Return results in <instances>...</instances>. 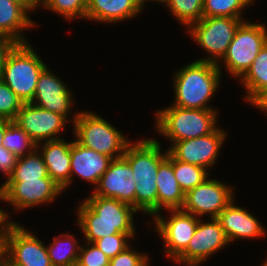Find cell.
I'll return each mask as SVG.
<instances>
[{
	"label": "cell",
	"mask_w": 267,
	"mask_h": 266,
	"mask_svg": "<svg viewBox=\"0 0 267 266\" xmlns=\"http://www.w3.org/2000/svg\"><path fill=\"white\" fill-rule=\"evenodd\" d=\"M77 209V225L81 228L85 242L118 233L131 237L136 234L134 214L138 211L131 205L113 198L90 196Z\"/></svg>",
	"instance_id": "obj_1"
},
{
	"label": "cell",
	"mask_w": 267,
	"mask_h": 266,
	"mask_svg": "<svg viewBox=\"0 0 267 266\" xmlns=\"http://www.w3.org/2000/svg\"><path fill=\"white\" fill-rule=\"evenodd\" d=\"M158 140L152 138L131 142L123 155L133 171L135 185V209L150 214H157L156 177L159 164L167 157V150L161 151Z\"/></svg>",
	"instance_id": "obj_2"
},
{
	"label": "cell",
	"mask_w": 267,
	"mask_h": 266,
	"mask_svg": "<svg viewBox=\"0 0 267 266\" xmlns=\"http://www.w3.org/2000/svg\"><path fill=\"white\" fill-rule=\"evenodd\" d=\"M222 72L216 63L193 61L175 72L173 106L193 109H215L209 101L220 87Z\"/></svg>",
	"instance_id": "obj_3"
},
{
	"label": "cell",
	"mask_w": 267,
	"mask_h": 266,
	"mask_svg": "<svg viewBox=\"0 0 267 266\" xmlns=\"http://www.w3.org/2000/svg\"><path fill=\"white\" fill-rule=\"evenodd\" d=\"M156 130L169 142L211 134L218 126L216 109H193L171 106L155 113Z\"/></svg>",
	"instance_id": "obj_4"
},
{
	"label": "cell",
	"mask_w": 267,
	"mask_h": 266,
	"mask_svg": "<svg viewBox=\"0 0 267 266\" xmlns=\"http://www.w3.org/2000/svg\"><path fill=\"white\" fill-rule=\"evenodd\" d=\"M46 67L30 43H17L6 58L0 79L23 103H31L39 75Z\"/></svg>",
	"instance_id": "obj_5"
},
{
	"label": "cell",
	"mask_w": 267,
	"mask_h": 266,
	"mask_svg": "<svg viewBox=\"0 0 267 266\" xmlns=\"http://www.w3.org/2000/svg\"><path fill=\"white\" fill-rule=\"evenodd\" d=\"M72 125L79 144L111 159L122 157L132 142L103 117L90 111H80Z\"/></svg>",
	"instance_id": "obj_6"
},
{
	"label": "cell",
	"mask_w": 267,
	"mask_h": 266,
	"mask_svg": "<svg viewBox=\"0 0 267 266\" xmlns=\"http://www.w3.org/2000/svg\"><path fill=\"white\" fill-rule=\"evenodd\" d=\"M244 21L246 20L241 18L208 17L191 24L186 29L187 32L209 54L199 61L216 63L222 71L221 59L231 44L236 30Z\"/></svg>",
	"instance_id": "obj_7"
},
{
	"label": "cell",
	"mask_w": 267,
	"mask_h": 266,
	"mask_svg": "<svg viewBox=\"0 0 267 266\" xmlns=\"http://www.w3.org/2000/svg\"><path fill=\"white\" fill-rule=\"evenodd\" d=\"M267 43V27L262 23L244 21L221 59L233 78H241L251 66L259 51Z\"/></svg>",
	"instance_id": "obj_8"
},
{
	"label": "cell",
	"mask_w": 267,
	"mask_h": 266,
	"mask_svg": "<svg viewBox=\"0 0 267 266\" xmlns=\"http://www.w3.org/2000/svg\"><path fill=\"white\" fill-rule=\"evenodd\" d=\"M1 248L12 266H52L43 241L17 222L9 227Z\"/></svg>",
	"instance_id": "obj_9"
},
{
	"label": "cell",
	"mask_w": 267,
	"mask_h": 266,
	"mask_svg": "<svg viewBox=\"0 0 267 266\" xmlns=\"http://www.w3.org/2000/svg\"><path fill=\"white\" fill-rule=\"evenodd\" d=\"M199 219L197 228L187 247L174 259L178 264L198 266L205 263L211 255L229 245L220 222L216 218L210 221Z\"/></svg>",
	"instance_id": "obj_10"
},
{
	"label": "cell",
	"mask_w": 267,
	"mask_h": 266,
	"mask_svg": "<svg viewBox=\"0 0 267 266\" xmlns=\"http://www.w3.org/2000/svg\"><path fill=\"white\" fill-rule=\"evenodd\" d=\"M233 187L217 179H206L185 194L183 211L200 216L217 218L220 212L234 199ZM199 216V217H198Z\"/></svg>",
	"instance_id": "obj_11"
},
{
	"label": "cell",
	"mask_w": 267,
	"mask_h": 266,
	"mask_svg": "<svg viewBox=\"0 0 267 266\" xmlns=\"http://www.w3.org/2000/svg\"><path fill=\"white\" fill-rule=\"evenodd\" d=\"M0 190L4 195L5 202L14 206L17 211L53 202L63 192V189L51 178L4 181L0 185Z\"/></svg>",
	"instance_id": "obj_12"
},
{
	"label": "cell",
	"mask_w": 267,
	"mask_h": 266,
	"mask_svg": "<svg viewBox=\"0 0 267 266\" xmlns=\"http://www.w3.org/2000/svg\"><path fill=\"white\" fill-rule=\"evenodd\" d=\"M170 217L161 212L154 216L155 230L164 241L165 255L174 260L188 245L198 225L199 218L182 209H168Z\"/></svg>",
	"instance_id": "obj_13"
},
{
	"label": "cell",
	"mask_w": 267,
	"mask_h": 266,
	"mask_svg": "<svg viewBox=\"0 0 267 266\" xmlns=\"http://www.w3.org/2000/svg\"><path fill=\"white\" fill-rule=\"evenodd\" d=\"M227 135V131L218 126L211 134L176 141L167 151L175 160L210 169L216 163Z\"/></svg>",
	"instance_id": "obj_14"
},
{
	"label": "cell",
	"mask_w": 267,
	"mask_h": 266,
	"mask_svg": "<svg viewBox=\"0 0 267 266\" xmlns=\"http://www.w3.org/2000/svg\"><path fill=\"white\" fill-rule=\"evenodd\" d=\"M36 143L57 140L59 133L70 122L62 114L42 109L32 103H24L14 120Z\"/></svg>",
	"instance_id": "obj_15"
},
{
	"label": "cell",
	"mask_w": 267,
	"mask_h": 266,
	"mask_svg": "<svg viewBox=\"0 0 267 266\" xmlns=\"http://www.w3.org/2000/svg\"><path fill=\"white\" fill-rule=\"evenodd\" d=\"M73 97L72 91L67 88L62 78L60 79L46 67L39 75L34 99L31 103L42 109L62 114L67 119L72 117L70 121L73 124L79 114L77 111L74 116L69 115L70 113L72 114L69 111L72 110V104H74Z\"/></svg>",
	"instance_id": "obj_16"
},
{
	"label": "cell",
	"mask_w": 267,
	"mask_h": 266,
	"mask_svg": "<svg viewBox=\"0 0 267 266\" xmlns=\"http://www.w3.org/2000/svg\"><path fill=\"white\" fill-rule=\"evenodd\" d=\"M135 185L132 168L122 156L112 159L90 196L117 199L135 208Z\"/></svg>",
	"instance_id": "obj_17"
},
{
	"label": "cell",
	"mask_w": 267,
	"mask_h": 266,
	"mask_svg": "<svg viewBox=\"0 0 267 266\" xmlns=\"http://www.w3.org/2000/svg\"><path fill=\"white\" fill-rule=\"evenodd\" d=\"M233 199L217 216V220L230 242L238 239L266 237L267 232L260 221L244 208L236 206Z\"/></svg>",
	"instance_id": "obj_18"
},
{
	"label": "cell",
	"mask_w": 267,
	"mask_h": 266,
	"mask_svg": "<svg viewBox=\"0 0 267 266\" xmlns=\"http://www.w3.org/2000/svg\"><path fill=\"white\" fill-rule=\"evenodd\" d=\"M71 145L72 142L62 138L37 144V150L43 157L49 177L63 189V192L70 186Z\"/></svg>",
	"instance_id": "obj_19"
},
{
	"label": "cell",
	"mask_w": 267,
	"mask_h": 266,
	"mask_svg": "<svg viewBox=\"0 0 267 266\" xmlns=\"http://www.w3.org/2000/svg\"><path fill=\"white\" fill-rule=\"evenodd\" d=\"M70 155V184L74 176L77 175L82 180H86L88 183L90 182L92 185L94 184V186H96L112 161L110 157L86 148L76 140L72 142Z\"/></svg>",
	"instance_id": "obj_20"
},
{
	"label": "cell",
	"mask_w": 267,
	"mask_h": 266,
	"mask_svg": "<svg viewBox=\"0 0 267 266\" xmlns=\"http://www.w3.org/2000/svg\"><path fill=\"white\" fill-rule=\"evenodd\" d=\"M143 9L140 0H88L86 19L117 23L136 17Z\"/></svg>",
	"instance_id": "obj_21"
},
{
	"label": "cell",
	"mask_w": 267,
	"mask_h": 266,
	"mask_svg": "<svg viewBox=\"0 0 267 266\" xmlns=\"http://www.w3.org/2000/svg\"><path fill=\"white\" fill-rule=\"evenodd\" d=\"M157 213L161 209H181L185 194L181 190L173 172V157L167 151V157L159 164L157 177Z\"/></svg>",
	"instance_id": "obj_22"
},
{
	"label": "cell",
	"mask_w": 267,
	"mask_h": 266,
	"mask_svg": "<svg viewBox=\"0 0 267 266\" xmlns=\"http://www.w3.org/2000/svg\"><path fill=\"white\" fill-rule=\"evenodd\" d=\"M35 23L23 6L10 0H0V35L17 43H27L22 31L35 27Z\"/></svg>",
	"instance_id": "obj_23"
},
{
	"label": "cell",
	"mask_w": 267,
	"mask_h": 266,
	"mask_svg": "<svg viewBox=\"0 0 267 266\" xmlns=\"http://www.w3.org/2000/svg\"><path fill=\"white\" fill-rule=\"evenodd\" d=\"M247 93L243 99L250 103L261 91L267 88V43L259 51L246 73L238 79Z\"/></svg>",
	"instance_id": "obj_24"
},
{
	"label": "cell",
	"mask_w": 267,
	"mask_h": 266,
	"mask_svg": "<svg viewBox=\"0 0 267 266\" xmlns=\"http://www.w3.org/2000/svg\"><path fill=\"white\" fill-rule=\"evenodd\" d=\"M81 244L69 233L53 238L52 244L46 246L52 266H73L78 262Z\"/></svg>",
	"instance_id": "obj_25"
},
{
	"label": "cell",
	"mask_w": 267,
	"mask_h": 266,
	"mask_svg": "<svg viewBox=\"0 0 267 266\" xmlns=\"http://www.w3.org/2000/svg\"><path fill=\"white\" fill-rule=\"evenodd\" d=\"M50 178L42 155L36 149L33 153L18 157L17 163L7 181L38 180Z\"/></svg>",
	"instance_id": "obj_26"
},
{
	"label": "cell",
	"mask_w": 267,
	"mask_h": 266,
	"mask_svg": "<svg viewBox=\"0 0 267 266\" xmlns=\"http://www.w3.org/2000/svg\"><path fill=\"white\" fill-rule=\"evenodd\" d=\"M2 144L17 157L31 154L37 149V144L14 121L8 123Z\"/></svg>",
	"instance_id": "obj_27"
},
{
	"label": "cell",
	"mask_w": 267,
	"mask_h": 266,
	"mask_svg": "<svg viewBox=\"0 0 267 266\" xmlns=\"http://www.w3.org/2000/svg\"><path fill=\"white\" fill-rule=\"evenodd\" d=\"M173 172L184 194L209 178V171L207 169L194 164L175 160L174 158Z\"/></svg>",
	"instance_id": "obj_28"
},
{
	"label": "cell",
	"mask_w": 267,
	"mask_h": 266,
	"mask_svg": "<svg viewBox=\"0 0 267 266\" xmlns=\"http://www.w3.org/2000/svg\"><path fill=\"white\" fill-rule=\"evenodd\" d=\"M253 2L254 0H204L203 18L232 17L243 19L242 11Z\"/></svg>",
	"instance_id": "obj_29"
},
{
	"label": "cell",
	"mask_w": 267,
	"mask_h": 266,
	"mask_svg": "<svg viewBox=\"0 0 267 266\" xmlns=\"http://www.w3.org/2000/svg\"><path fill=\"white\" fill-rule=\"evenodd\" d=\"M204 0H168L165 6L170 14L188 28L203 18Z\"/></svg>",
	"instance_id": "obj_30"
},
{
	"label": "cell",
	"mask_w": 267,
	"mask_h": 266,
	"mask_svg": "<svg viewBox=\"0 0 267 266\" xmlns=\"http://www.w3.org/2000/svg\"><path fill=\"white\" fill-rule=\"evenodd\" d=\"M88 0H42L40 7L55 11L67 20L86 19Z\"/></svg>",
	"instance_id": "obj_31"
},
{
	"label": "cell",
	"mask_w": 267,
	"mask_h": 266,
	"mask_svg": "<svg viewBox=\"0 0 267 266\" xmlns=\"http://www.w3.org/2000/svg\"><path fill=\"white\" fill-rule=\"evenodd\" d=\"M23 101L0 79V117L14 121Z\"/></svg>",
	"instance_id": "obj_32"
},
{
	"label": "cell",
	"mask_w": 267,
	"mask_h": 266,
	"mask_svg": "<svg viewBox=\"0 0 267 266\" xmlns=\"http://www.w3.org/2000/svg\"><path fill=\"white\" fill-rule=\"evenodd\" d=\"M129 239H132L129 234L118 233L100 238L94 244L111 259L130 246Z\"/></svg>",
	"instance_id": "obj_33"
},
{
	"label": "cell",
	"mask_w": 267,
	"mask_h": 266,
	"mask_svg": "<svg viewBox=\"0 0 267 266\" xmlns=\"http://www.w3.org/2000/svg\"><path fill=\"white\" fill-rule=\"evenodd\" d=\"M85 244L79 249L78 263L81 266H109L110 258L97 245L91 242H85Z\"/></svg>",
	"instance_id": "obj_34"
},
{
	"label": "cell",
	"mask_w": 267,
	"mask_h": 266,
	"mask_svg": "<svg viewBox=\"0 0 267 266\" xmlns=\"http://www.w3.org/2000/svg\"><path fill=\"white\" fill-rule=\"evenodd\" d=\"M129 246L114 258L110 259L109 266H150L147 254L137 252Z\"/></svg>",
	"instance_id": "obj_35"
},
{
	"label": "cell",
	"mask_w": 267,
	"mask_h": 266,
	"mask_svg": "<svg viewBox=\"0 0 267 266\" xmlns=\"http://www.w3.org/2000/svg\"><path fill=\"white\" fill-rule=\"evenodd\" d=\"M18 157L6 149L4 146H1L0 150V171L6 177L5 181L11 176L13 169L16 166Z\"/></svg>",
	"instance_id": "obj_36"
},
{
	"label": "cell",
	"mask_w": 267,
	"mask_h": 266,
	"mask_svg": "<svg viewBox=\"0 0 267 266\" xmlns=\"http://www.w3.org/2000/svg\"><path fill=\"white\" fill-rule=\"evenodd\" d=\"M16 44L17 42L12 38L0 35V77L4 69L6 58Z\"/></svg>",
	"instance_id": "obj_37"
},
{
	"label": "cell",
	"mask_w": 267,
	"mask_h": 266,
	"mask_svg": "<svg viewBox=\"0 0 267 266\" xmlns=\"http://www.w3.org/2000/svg\"><path fill=\"white\" fill-rule=\"evenodd\" d=\"M0 201L1 202L5 201L4 195L1 192V190H0ZM8 216L9 213L0 208V247L2 246V243L4 241V238L7 234L9 227L15 222L14 220L10 221Z\"/></svg>",
	"instance_id": "obj_38"
},
{
	"label": "cell",
	"mask_w": 267,
	"mask_h": 266,
	"mask_svg": "<svg viewBox=\"0 0 267 266\" xmlns=\"http://www.w3.org/2000/svg\"><path fill=\"white\" fill-rule=\"evenodd\" d=\"M249 104L267 113V88L261 91Z\"/></svg>",
	"instance_id": "obj_39"
},
{
	"label": "cell",
	"mask_w": 267,
	"mask_h": 266,
	"mask_svg": "<svg viewBox=\"0 0 267 266\" xmlns=\"http://www.w3.org/2000/svg\"><path fill=\"white\" fill-rule=\"evenodd\" d=\"M23 6L28 12L33 11L40 7L42 0H10Z\"/></svg>",
	"instance_id": "obj_40"
},
{
	"label": "cell",
	"mask_w": 267,
	"mask_h": 266,
	"mask_svg": "<svg viewBox=\"0 0 267 266\" xmlns=\"http://www.w3.org/2000/svg\"><path fill=\"white\" fill-rule=\"evenodd\" d=\"M9 122L10 120L0 117V150H1V146H3L2 140L5 135V131H6V128L8 127Z\"/></svg>",
	"instance_id": "obj_41"
},
{
	"label": "cell",
	"mask_w": 267,
	"mask_h": 266,
	"mask_svg": "<svg viewBox=\"0 0 267 266\" xmlns=\"http://www.w3.org/2000/svg\"><path fill=\"white\" fill-rule=\"evenodd\" d=\"M147 1H152V0H140L142 7H144V3ZM153 1L158 2V4H159V2L162 4L164 3V5H165L168 0H153Z\"/></svg>",
	"instance_id": "obj_42"
},
{
	"label": "cell",
	"mask_w": 267,
	"mask_h": 266,
	"mask_svg": "<svg viewBox=\"0 0 267 266\" xmlns=\"http://www.w3.org/2000/svg\"><path fill=\"white\" fill-rule=\"evenodd\" d=\"M0 266H12L6 259L0 261Z\"/></svg>",
	"instance_id": "obj_43"
},
{
	"label": "cell",
	"mask_w": 267,
	"mask_h": 266,
	"mask_svg": "<svg viewBox=\"0 0 267 266\" xmlns=\"http://www.w3.org/2000/svg\"><path fill=\"white\" fill-rule=\"evenodd\" d=\"M3 258H4V256H3V250H2V248L0 247V261H1Z\"/></svg>",
	"instance_id": "obj_44"
},
{
	"label": "cell",
	"mask_w": 267,
	"mask_h": 266,
	"mask_svg": "<svg viewBox=\"0 0 267 266\" xmlns=\"http://www.w3.org/2000/svg\"><path fill=\"white\" fill-rule=\"evenodd\" d=\"M260 266H267V259L264 261V263L262 262V265Z\"/></svg>",
	"instance_id": "obj_45"
},
{
	"label": "cell",
	"mask_w": 267,
	"mask_h": 266,
	"mask_svg": "<svg viewBox=\"0 0 267 266\" xmlns=\"http://www.w3.org/2000/svg\"><path fill=\"white\" fill-rule=\"evenodd\" d=\"M73 266H81V265L77 262Z\"/></svg>",
	"instance_id": "obj_46"
}]
</instances>
